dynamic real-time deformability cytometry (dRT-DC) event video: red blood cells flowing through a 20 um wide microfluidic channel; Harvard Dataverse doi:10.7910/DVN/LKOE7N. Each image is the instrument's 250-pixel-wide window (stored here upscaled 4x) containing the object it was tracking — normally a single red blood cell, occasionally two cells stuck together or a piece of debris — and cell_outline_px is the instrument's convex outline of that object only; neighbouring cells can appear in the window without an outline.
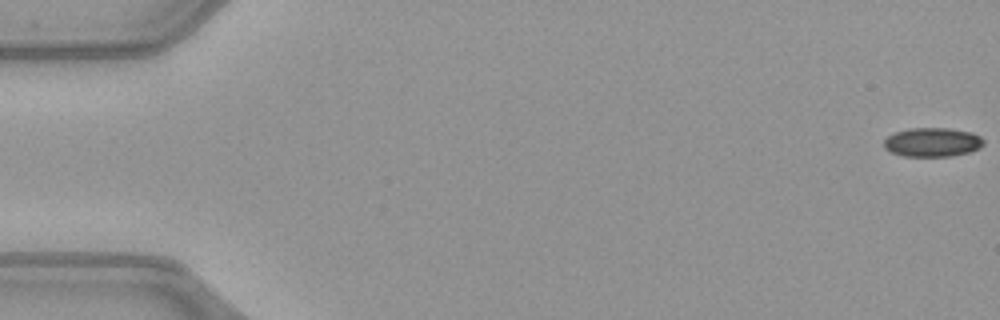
{"species": "common noctule bat (a hibernating species)", "species_latin": "Nyctalus noctula", "temperature_condition": "warm", "stored_images_in_passage": 52, "camera_frame_rate_fps": 3000, "um_per_image_px": 0.085, "animal": {"sex": "female", "body_mass_g": 21.9}, "frame": {"image": 1, "passage_image": 1, "time_ms": 0.0, "image_size_px": [1000, 320], "cell_outline_px": [[984, 144], [980, 148], [968, 152], [952, 156], [904, 156], [892, 152], [884, 148], [884, 140], [888, 136], [896, 132], [908, 128], [952, 128], [972, 132], [980, 136], [984, 140]], "centroid_in_image_um": [79.28, 12.08], "position_along_channel_um": 5.7, "area_um2": 16.94}}
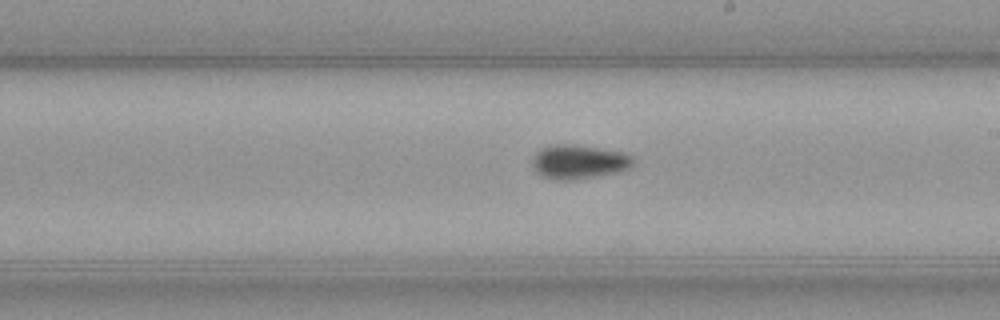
{"frame": {"image": 2, "passage_image": 30, "time_ms": 9.667, "image_size_px": [1000, 320], "cell_outline_px": [[636, 160], [632, 168], [624, 172], [572, 180], [556, 180], [540, 176], [532, 168], [532, 156], [540, 148], [556, 144], [572, 144], [628, 152]], "centroid_in_image_um": [49.25, 13.76], "position_along_channel_um": 239.7, "area_um2": 20.81}}
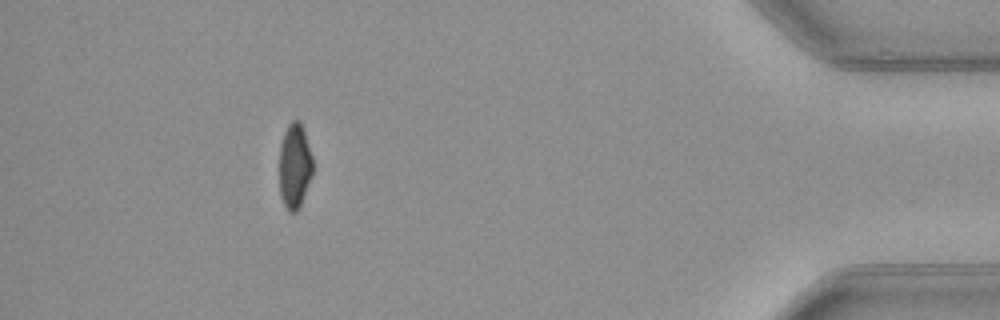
{"frame": {"image": 3, "passage_image": 47, "time_ms": 15.333, "image_size_px": [1000, 320], "cell_outline_px": [[312, 176], [300, 208], [296, 212], [288, 212], [280, 196], [280, 144], [284, 132], [288, 124], [292, 120], [300, 120], [312, 156]], "centroid_in_image_um": [25.04, 14.13], "position_along_channel_um": 410.2, "area_um2": 16.65}, "authors_computed_cell_mechanics": {"area_um2": 18.1203, "velocity_mm_per_s": 4.0695, "shape_relaxation_time_tau1_ms": 6.9505, "shape_relaxation_time_tau2_ms": 3.7063, "deformation_change_tau1": 0.1272, "deformation_change_tau2": 0.0698}}